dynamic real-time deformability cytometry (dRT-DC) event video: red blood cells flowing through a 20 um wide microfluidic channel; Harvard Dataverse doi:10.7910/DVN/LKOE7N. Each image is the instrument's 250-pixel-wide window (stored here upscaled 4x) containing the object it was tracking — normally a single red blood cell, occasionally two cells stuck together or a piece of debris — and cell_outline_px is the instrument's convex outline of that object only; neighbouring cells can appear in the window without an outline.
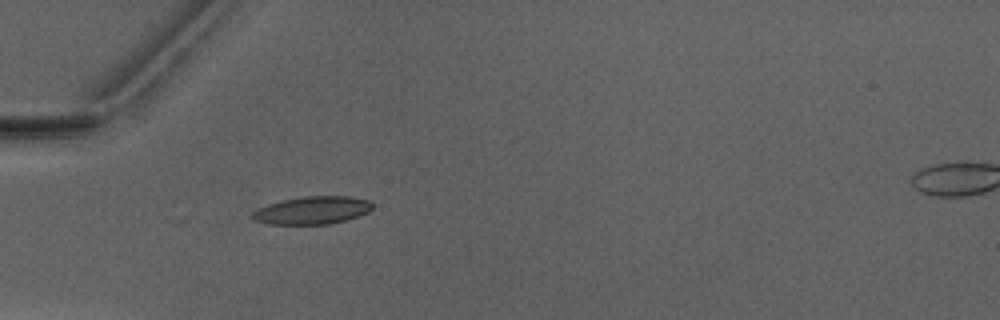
{"species": "Egyptian fruit bat (a non-hibernating species)", "species_latin": "Rousettus aegyptiacus", "temperature_condition": "warm", "stored_images_in_passage": 5, "camera_frame_rate_fps": 3000, "um_per_image_px": 0.085, "animal": {"sex": "male"}, "frame": {"image": 1, "passage_image": 4, "time_ms": 3.333, "image_size_px": [1000, 320], "cell_outline_px": [[372, 208], [368, 212], [344, 220], [328, 224], [268, 224], [256, 220], [252, 216], [252, 212], [268, 204], [280, 200], [304, 196], [348, 196], [368, 200], [372, 204]], "centroid_in_image_um": [26.53, 17.86], "position_along_channel_um": 58.5, "area_um2": 19.19}}